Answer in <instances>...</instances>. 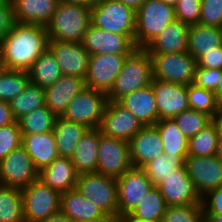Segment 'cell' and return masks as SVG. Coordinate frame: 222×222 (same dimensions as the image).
Returning <instances> with one entry per match:
<instances>
[{
    "instance_id": "ee69618b",
    "label": "cell",
    "mask_w": 222,
    "mask_h": 222,
    "mask_svg": "<svg viewBox=\"0 0 222 222\" xmlns=\"http://www.w3.org/2000/svg\"><path fill=\"white\" fill-rule=\"evenodd\" d=\"M174 9L177 20L187 25H194L199 23L202 2L201 0H179Z\"/></svg>"
},
{
    "instance_id": "7dc6e473",
    "label": "cell",
    "mask_w": 222,
    "mask_h": 222,
    "mask_svg": "<svg viewBox=\"0 0 222 222\" xmlns=\"http://www.w3.org/2000/svg\"><path fill=\"white\" fill-rule=\"evenodd\" d=\"M204 215H222V185L201 197Z\"/></svg>"
},
{
    "instance_id": "277c9868",
    "label": "cell",
    "mask_w": 222,
    "mask_h": 222,
    "mask_svg": "<svg viewBox=\"0 0 222 222\" xmlns=\"http://www.w3.org/2000/svg\"><path fill=\"white\" fill-rule=\"evenodd\" d=\"M176 19L173 6L161 0H146L136 11L135 45L145 48Z\"/></svg>"
},
{
    "instance_id": "d6986e66",
    "label": "cell",
    "mask_w": 222,
    "mask_h": 222,
    "mask_svg": "<svg viewBox=\"0 0 222 222\" xmlns=\"http://www.w3.org/2000/svg\"><path fill=\"white\" fill-rule=\"evenodd\" d=\"M157 187L167 206L201 203L185 165L173 170Z\"/></svg>"
},
{
    "instance_id": "ffe728a7",
    "label": "cell",
    "mask_w": 222,
    "mask_h": 222,
    "mask_svg": "<svg viewBox=\"0 0 222 222\" xmlns=\"http://www.w3.org/2000/svg\"><path fill=\"white\" fill-rule=\"evenodd\" d=\"M133 167L142 168L164 152L162 138L155 126H144L128 142Z\"/></svg>"
},
{
    "instance_id": "6f0895ef",
    "label": "cell",
    "mask_w": 222,
    "mask_h": 222,
    "mask_svg": "<svg viewBox=\"0 0 222 222\" xmlns=\"http://www.w3.org/2000/svg\"><path fill=\"white\" fill-rule=\"evenodd\" d=\"M125 222H161V221H150V220H143L137 217H132L131 215L127 214L122 216Z\"/></svg>"
},
{
    "instance_id": "94428289",
    "label": "cell",
    "mask_w": 222,
    "mask_h": 222,
    "mask_svg": "<svg viewBox=\"0 0 222 222\" xmlns=\"http://www.w3.org/2000/svg\"><path fill=\"white\" fill-rule=\"evenodd\" d=\"M216 155L222 160V136H219Z\"/></svg>"
},
{
    "instance_id": "4fadbf2b",
    "label": "cell",
    "mask_w": 222,
    "mask_h": 222,
    "mask_svg": "<svg viewBox=\"0 0 222 222\" xmlns=\"http://www.w3.org/2000/svg\"><path fill=\"white\" fill-rule=\"evenodd\" d=\"M185 166L200 198L222 185V160L217 155H188Z\"/></svg>"
},
{
    "instance_id": "8992f818",
    "label": "cell",
    "mask_w": 222,
    "mask_h": 222,
    "mask_svg": "<svg viewBox=\"0 0 222 222\" xmlns=\"http://www.w3.org/2000/svg\"><path fill=\"white\" fill-rule=\"evenodd\" d=\"M25 222H40L60 212L61 194L41 179L21 189Z\"/></svg>"
},
{
    "instance_id": "91938a15",
    "label": "cell",
    "mask_w": 222,
    "mask_h": 222,
    "mask_svg": "<svg viewBox=\"0 0 222 222\" xmlns=\"http://www.w3.org/2000/svg\"><path fill=\"white\" fill-rule=\"evenodd\" d=\"M104 222H125L122 216L107 217Z\"/></svg>"
},
{
    "instance_id": "680465c9",
    "label": "cell",
    "mask_w": 222,
    "mask_h": 222,
    "mask_svg": "<svg viewBox=\"0 0 222 222\" xmlns=\"http://www.w3.org/2000/svg\"><path fill=\"white\" fill-rule=\"evenodd\" d=\"M205 222H222V215H204Z\"/></svg>"
},
{
    "instance_id": "ac0fdd59",
    "label": "cell",
    "mask_w": 222,
    "mask_h": 222,
    "mask_svg": "<svg viewBox=\"0 0 222 222\" xmlns=\"http://www.w3.org/2000/svg\"><path fill=\"white\" fill-rule=\"evenodd\" d=\"M159 120L176 117L189 109L187 86L162 80L152 81Z\"/></svg>"
},
{
    "instance_id": "d590c367",
    "label": "cell",
    "mask_w": 222,
    "mask_h": 222,
    "mask_svg": "<svg viewBox=\"0 0 222 222\" xmlns=\"http://www.w3.org/2000/svg\"><path fill=\"white\" fill-rule=\"evenodd\" d=\"M167 204L157 186H153L129 214L143 220L161 221Z\"/></svg>"
},
{
    "instance_id": "e0dca14e",
    "label": "cell",
    "mask_w": 222,
    "mask_h": 222,
    "mask_svg": "<svg viewBox=\"0 0 222 222\" xmlns=\"http://www.w3.org/2000/svg\"><path fill=\"white\" fill-rule=\"evenodd\" d=\"M82 43L90 55L131 54L137 48L127 35L108 32L92 24L87 29Z\"/></svg>"
},
{
    "instance_id": "6125c7cd",
    "label": "cell",
    "mask_w": 222,
    "mask_h": 222,
    "mask_svg": "<svg viewBox=\"0 0 222 222\" xmlns=\"http://www.w3.org/2000/svg\"><path fill=\"white\" fill-rule=\"evenodd\" d=\"M162 2H164L165 4L171 5L173 7H175V5L177 4V2L179 0H161Z\"/></svg>"
},
{
    "instance_id": "836d02e7",
    "label": "cell",
    "mask_w": 222,
    "mask_h": 222,
    "mask_svg": "<svg viewBox=\"0 0 222 222\" xmlns=\"http://www.w3.org/2000/svg\"><path fill=\"white\" fill-rule=\"evenodd\" d=\"M187 156H172L163 152L158 157L145 164L142 169L152 182L153 186H158L161 182L172 174V171L185 165Z\"/></svg>"
},
{
    "instance_id": "f35d334b",
    "label": "cell",
    "mask_w": 222,
    "mask_h": 222,
    "mask_svg": "<svg viewBox=\"0 0 222 222\" xmlns=\"http://www.w3.org/2000/svg\"><path fill=\"white\" fill-rule=\"evenodd\" d=\"M219 141V133L212 122L206 128L189 139L188 155L212 156L216 155Z\"/></svg>"
},
{
    "instance_id": "03108f58",
    "label": "cell",
    "mask_w": 222,
    "mask_h": 222,
    "mask_svg": "<svg viewBox=\"0 0 222 222\" xmlns=\"http://www.w3.org/2000/svg\"><path fill=\"white\" fill-rule=\"evenodd\" d=\"M84 222H104V220H96V221H84Z\"/></svg>"
},
{
    "instance_id": "83f0119b",
    "label": "cell",
    "mask_w": 222,
    "mask_h": 222,
    "mask_svg": "<svg viewBox=\"0 0 222 222\" xmlns=\"http://www.w3.org/2000/svg\"><path fill=\"white\" fill-rule=\"evenodd\" d=\"M59 0H12L15 22L46 26Z\"/></svg>"
},
{
    "instance_id": "5bb4252c",
    "label": "cell",
    "mask_w": 222,
    "mask_h": 222,
    "mask_svg": "<svg viewBox=\"0 0 222 222\" xmlns=\"http://www.w3.org/2000/svg\"><path fill=\"white\" fill-rule=\"evenodd\" d=\"M144 125L118 101H108L99 127L104 136L129 142Z\"/></svg>"
},
{
    "instance_id": "5b68a950",
    "label": "cell",
    "mask_w": 222,
    "mask_h": 222,
    "mask_svg": "<svg viewBox=\"0 0 222 222\" xmlns=\"http://www.w3.org/2000/svg\"><path fill=\"white\" fill-rule=\"evenodd\" d=\"M92 25L108 32L127 35L135 43L136 11L117 0L91 7Z\"/></svg>"
},
{
    "instance_id": "2e32d148",
    "label": "cell",
    "mask_w": 222,
    "mask_h": 222,
    "mask_svg": "<svg viewBox=\"0 0 222 222\" xmlns=\"http://www.w3.org/2000/svg\"><path fill=\"white\" fill-rule=\"evenodd\" d=\"M48 49L55 56L62 75L76 76L85 79L90 54L84 48L82 42L49 40Z\"/></svg>"
},
{
    "instance_id": "4316f807",
    "label": "cell",
    "mask_w": 222,
    "mask_h": 222,
    "mask_svg": "<svg viewBox=\"0 0 222 222\" xmlns=\"http://www.w3.org/2000/svg\"><path fill=\"white\" fill-rule=\"evenodd\" d=\"M22 146L31 157L38 171L58 157L53 131L38 134H22Z\"/></svg>"
},
{
    "instance_id": "484cf974",
    "label": "cell",
    "mask_w": 222,
    "mask_h": 222,
    "mask_svg": "<svg viewBox=\"0 0 222 222\" xmlns=\"http://www.w3.org/2000/svg\"><path fill=\"white\" fill-rule=\"evenodd\" d=\"M101 135L99 128L88 129L76 145L71 161L78 175L97 173L98 146Z\"/></svg>"
},
{
    "instance_id": "d4e9b609",
    "label": "cell",
    "mask_w": 222,
    "mask_h": 222,
    "mask_svg": "<svg viewBox=\"0 0 222 222\" xmlns=\"http://www.w3.org/2000/svg\"><path fill=\"white\" fill-rule=\"evenodd\" d=\"M78 174L71 158L58 156L39 171V179L60 194L76 189Z\"/></svg>"
},
{
    "instance_id": "c3c4849f",
    "label": "cell",
    "mask_w": 222,
    "mask_h": 222,
    "mask_svg": "<svg viewBox=\"0 0 222 222\" xmlns=\"http://www.w3.org/2000/svg\"><path fill=\"white\" fill-rule=\"evenodd\" d=\"M15 23L12 1L0 0V41Z\"/></svg>"
},
{
    "instance_id": "603a6c76",
    "label": "cell",
    "mask_w": 222,
    "mask_h": 222,
    "mask_svg": "<svg viewBox=\"0 0 222 222\" xmlns=\"http://www.w3.org/2000/svg\"><path fill=\"white\" fill-rule=\"evenodd\" d=\"M118 102L142 122L144 126H154L159 120L152 85L127 94Z\"/></svg>"
},
{
    "instance_id": "4dcf8cb0",
    "label": "cell",
    "mask_w": 222,
    "mask_h": 222,
    "mask_svg": "<svg viewBox=\"0 0 222 222\" xmlns=\"http://www.w3.org/2000/svg\"><path fill=\"white\" fill-rule=\"evenodd\" d=\"M31 83L47 88L56 83L62 76L61 69L52 52H43L28 70Z\"/></svg>"
},
{
    "instance_id": "f546056e",
    "label": "cell",
    "mask_w": 222,
    "mask_h": 222,
    "mask_svg": "<svg viewBox=\"0 0 222 222\" xmlns=\"http://www.w3.org/2000/svg\"><path fill=\"white\" fill-rule=\"evenodd\" d=\"M88 129L82 124L58 116L53 128L58 156L71 158L76 145Z\"/></svg>"
},
{
    "instance_id": "7a4b0ae2",
    "label": "cell",
    "mask_w": 222,
    "mask_h": 222,
    "mask_svg": "<svg viewBox=\"0 0 222 222\" xmlns=\"http://www.w3.org/2000/svg\"><path fill=\"white\" fill-rule=\"evenodd\" d=\"M92 24L91 7L59 2L46 31L49 40L83 42L87 29Z\"/></svg>"
},
{
    "instance_id": "7402d4cb",
    "label": "cell",
    "mask_w": 222,
    "mask_h": 222,
    "mask_svg": "<svg viewBox=\"0 0 222 222\" xmlns=\"http://www.w3.org/2000/svg\"><path fill=\"white\" fill-rule=\"evenodd\" d=\"M85 87V79L62 75L56 83L44 89L45 104L53 113L61 116L70 101Z\"/></svg>"
},
{
    "instance_id": "bcb514c9",
    "label": "cell",
    "mask_w": 222,
    "mask_h": 222,
    "mask_svg": "<svg viewBox=\"0 0 222 222\" xmlns=\"http://www.w3.org/2000/svg\"><path fill=\"white\" fill-rule=\"evenodd\" d=\"M221 75L222 70L220 69H207L196 66L193 84L215 92Z\"/></svg>"
},
{
    "instance_id": "db71d44e",
    "label": "cell",
    "mask_w": 222,
    "mask_h": 222,
    "mask_svg": "<svg viewBox=\"0 0 222 222\" xmlns=\"http://www.w3.org/2000/svg\"><path fill=\"white\" fill-rule=\"evenodd\" d=\"M124 5L133 8L135 11L146 1V0H117Z\"/></svg>"
},
{
    "instance_id": "8fae6325",
    "label": "cell",
    "mask_w": 222,
    "mask_h": 222,
    "mask_svg": "<svg viewBox=\"0 0 222 222\" xmlns=\"http://www.w3.org/2000/svg\"><path fill=\"white\" fill-rule=\"evenodd\" d=\"M128 55L130 54L90 55L85 77L86 87L108 94Z\"/></svg>"
},
{
    "instance_id": "e575fe53",
    "label": "cell",
    "mask_w": 222,
    "mask_h": 222,
    "mask_svg": "<svg viewBox=\"0 0 222 222\" xmlns=\"http://www.w3.org/2000/svg\"><path fill=\"white\" fill-rule=\"evenodd\" d=\"M0 222H25L21 189L0 185Z\"/></svg>"
},
{
    "instance_id": "3957f363",
    "label": "cell",
    "mask_w": 222,
    "mask_h": 222,
    "mask_svg": "<svg viewBox=\"0 0 222 222\" xmlns=\"http://www.w3.org/2000/svg\"><path fill=\"white\" fill-rule=\"evenodd\" d=\"M152 81L151 55L144 48H136L127 56L112 89L107 94V99L119 101L125 95L151 85Z\"/></svg>"
},
{
    "instance_id": "cb8c5ba5",
    "label": "cell",
    "mask_w": 222,
    "mask_h": 222,
    "mask_svg": "<svg viewBox=\"0 0 222 222\" xmlns=\"http://www.w3.org/2000/svg\"><path fill=\"white\" fill-rule=\"evenodd\" d=\"M60 211L73 222L105 220L108 216L77 189L61 194Z\"/></svg>"
},
{
    "instance_id": "11a10c76",
    "label": "cell",
    "mask_w": 222,
    "mask_h": 222,
    "mask_svg": "<svg viewBox=\"0 0 222 222\" xmlns=\"http://www.w3.org/2000/svg\"><path fill=\"white\" fill-rule=\"evenodd\" d=\"M214 93L217 99V108H220L222 107V75L219 77V83Z\"/></svg>"
},
{
    "instance_id": "9f6ffc18",
    "label": "cell",
    "mask_w": 222,
    "mask_h": 222,
    "mask_svg": "<svg viewBox=\"0 0 222 222\" xmlns=\"http://www.w3.org/2000/svg\"><path fill=\"white\" fill-rule=\"evenodd\" d=\"M59 2H64L73 5H82L85 7H92V5L87 0H59Z\"/></svg>"
},
{
    "instance_id": "30bf717a",
    "label": "cell",
    "mask_w": 222,
    "mask_h": 222,
    "mask_svg": "<svg viewBox=\"0 0 222 222\" xmlns=\"http://www.w3.org/2000/svg\"><path fill=\"white\" fill-rule=\"evenodd\" d=\"M38 178L39 171L22 145L0 161V185L23 189Z\"/></svg>"
},
{
    "instance_id": "f907efd6",
    "label": "cell",
    "mask_w": 222,
    "mask_h": 222,
    "mask_svg": "<svg viewBox=\"0 0 222 222\" xmlns=\"http://www.w3.org/2000/svg\"><path fill=\"white\" fill-rule=\"evenodd\" d=\"M12 110L8 102L0 100V127L15 122Z\"/></svg>"
},
{
    "instance_id": "816d5d0a",
    "label": "cell",
    "mask_w": 222,
    "mask_h": 222,
    "mask_svg": "<svg viewBox=\"0 0 222 222\" xmlns=\"http://www.w3.org/2000/svg\"><path fill=\"white\" fill-rule=\"evenodd\" d=\"M40 222H73V221L60 211Z\"/></svg>"
},
{
    "instance_id": "74e56055",
    "label": "cell",
    "mask_w": 222,
    "mask_h": 222,
    "mask_svg": "<svg viewBox=\"0 0 222 222\" xmlns=\"http://www.w3.org/2000/svg\"><path fill=\"white\" fill-rule=\"evenodd\" d=\"M30 82L28 71L0 70V100L10 102L20 94Z\"/></svg>"
},
{
    "instance_id": "44dd1931",
    "label": "cell",
    "mask_w": 222,
    "mask_h": 222,
    "mask_svg": "<svg viewBox=\"0 0 222 222\" xmlns=\"http://www.w3.org/2000/svg\"><path fill=\"white\" fill-rule=\"evenodd\" d=\"M189 25L175 19L144 49L149 54H174L187 51Z\"/></svg>"
},
{
    "instance_id": "e7e4bbea",
    "label": "cell",
    "mask_w": 222,
    "mask_h": 222,
    "mask_svg": "<svg viewBox=\"0 0 222 222\" xmlns=\"http://www.w3.org/2000/svg\"><path fill=\"white\" fill-rule=\"evenodd\" d=\"M3 68L2 66V57H1V46H0V70Z\"/></svg>"
},
{
    "instance_id": "60d3db41",
    "label": "cell",
    "mask_w": 222,
    "mask_h": 222,
    "mask_svg": "<svg viewBox=\"0 0 222 222\" xmlns=\"http://www.w3.org/2000/svg\"><path fill=\"white\" fill-rule=\"evenodd\" d=\"M187 94L190 109L206 113L213 118L217 110V99L214 92L191 83L187 86Z\"/></svg>"
},
{
    "instance_id": "681fc988",
    "label": "cell",
    "mask_w": 222,
    "mask_h": 222,
    "mask_svg": "<svg viewBox=\"0 0 222 222\" xmlns=\"http://www.w3.org/2000/svg\"><path fill=\"white\" fill-rule=\"evenodd\" d=\"M197 67L222 70V46L218 50L206 52L197 61Z\"/></svg>"
},
{
    "instance_id": "7c38bea8",
    "label": "cell",
    "mask_w": 222,
    "mask_h": 222,
    "mask_svg": "<svg viewBox=\"0 0 222 222\" xmlns=\"http://www.w3.org/2000/svg\"><path fill=\"white\" fill-rule=\"evenodd\" d=\"M132 167L128 142L102 134L98 146L97 173L117 179Z\"/></svg>"
},
{
    "instance_id": "7bdbcfd3",
    "label": "cell",
    "mask_w": 222,
    "mask_h": 222,
    "mask_svg": "<svg viewBox=\"0 0 222 222\" xmlns=\"http://www.w3.org/2000/svg\"><path fill=\"white\" fill-rule=\"evenodd\" d=\"M21 145L22 133L18 121L0 127V161Z\"/></svg>"
},
{
    "instance_id": "8d00e7d4",
    "label": "cell",
    "mask_w": 222,
    "mask_h": 222,
    "mask_svg": "<svg viewBox=\"0 0 222 222\" xmlns=\"http://www.w3.org/2000/svg\"><path fill=\"white\" fill-rule=\"evenodd\" d=\"M57 115L46 105L33 110L18 120L22 134H38L53 131Z\"/></svg>"
},
{
    "instance_id": "f5cc1de1",
    "label": "cell",
    "mask_w": 222,
    "mask_h": 222,
    "mask_svg": "<svg viewBox=\"0 0 222 222\" xmlns=\"http://www.w3.org/2000/svg\"><path fill=\"white\" fill-rule=\"evenodd\" d=\"M212 122L216 125L219 136H222V107L217 108Z\"/></svg>"
},
{
    "instance_id": "d6a6232c",
    "label": "cell",
    "mask_w": 222,
    "mask_h": 222,
    "mask_svg": "<svg viewBox=\"0 0 222 222\" xmlns=\"http://www.w3.org/2000/svg\"><path fill=\"white\" fill-rule=\"evenodd\" d=\"M13 116L18 121L35 109L45 106L44 88L28 83L26 88L9 102Z\"/></svg>"
},
{
    "instance_id": "f6af8a7d",
    "label": "cell",
    "mask_w": 222,
    "mask_h": 222,
    "mask_svg": "<svg viewBox=\"0 0 222 222\" xmlns=\"http://www.w3.org/2000/svg\"><path fill=\"white\" fill-rule=\"evenodd\" d=\"M199 23L222 28V0H201Z\"/></svg>"
},
{
    "instance_id": "f1b7e54d",
    "label": "cell",
    "mask_w": 222,
    "mask_h": 222,
    "mask_svg": "<svg viewBox=\"0 0 222 222\" xmlns=\"http://www.w3.org/2000/svg\"><path fill=\"white\" fill-rule=\"evenodd\" d=\"M222 46V28L200 23L189 25L187 51L196 61L206 52L218 50Z\"/></svg>"
},
{
    "instance_id": "1f68e13d",
    "label": "cell",
    "mask_w": 222,
    "mask_h": 222,
    "mask_svg": "<svg viewBox=\"0 0 222 222\" xmlns=\"http://www.w3.org/2000/svg\"><path fill=\"white\" fill-rule=\"evenodd\" d=\"M154 126L160 133L165 153L172 156H188L189 138L181 132L173 118L160 119Z\"/></svg>"
},
{
    "instance_id": "be15d7a7",
    "label": "cell",
    "mask_w": 222,
    "mask_h": 222,
    "mask_svg": "<svg viewBox=\"0 0 222 222\" xmlns=\"http://www.w3.org/2000/svg\"><path fill=\"white\" fill-rule=\"evenodd\" d=\"M92 6L97 5L101 2H105L106 0H87Z\"/></svg>"
},
{
    "instance_id": "9a60e30c",
    "label": "cell",
    "mask_w": 222,
    "mask_h": 222,
    "mask_svg": "<svg viewBox=\"0 0 222 222\" xmlns=\"http://www.w3.org/2000/svg\"><path fill=\"white\" fill-rule=\"evenodd\" d=\"M118 216L130 214L153 187L142 168L132 167L117 178Z\"/></svg>"
},
{
    "instance_id": "6da1fadb",
    "label": "cell",
    "mask_w": 222,
    "mask_h": 222,
    "mask_svg": "<svg viewBox=\"0 0 222 222\" xmlns=\"http://www.w3.org/2000/svg\"><path fill=\"white\" fill-rule=\"evenodd\" d=\"M48 43L45 26L15 22L0 41L3 68L28 71L48 49Z\"/></svg>"
},
{
    "instance_id": "ab89813d",
    "label": "cell",
    "mask_w": 222,
    "mask_h": 222,
    "mask_svg": "<svg viewBox=\"0 0 222 222\" xmlns=\"http://www.w3.org/2000/svg\"><path fill=\"white\" fill-rule=\"evenodd\" d=\"M173 119L181 132L189 139L213 121L210 115L190 108L184 110Z\"/></svg>"
},
{
    "instance_id": "b9f144b4",
    "label": "cell",
    "mask_w": 222,
    "mask_h": 222,
    "mask_svg": "<svg viewBox=\"0 0 222 222\" xmlns=\"http://www.w3.org/2000/svg\"><path fill=\"white\" fill-rule=\"evenodd\" d=\"M161 222H205L202 204L167 206Z\"/></svg>"
},
{
    "instance_id": "9c48e42d",
    "label": "cell",
    "mask_w": 222,
    "mask_h": 222,
    "mask_svg": "<svg viewBox=\"0 0 222 222\" xmlns=\"http://www.w3.org/2000/svg\"><path fill=\"white\" fill-rule=\"evenodd\" d=\"M150 55L153 79L186 86L193 83L197 63L196 59L188 51Z\"/></svg>"
},
{
    "instance_id": "ba28073f",
    "label": "cell",
    "mask_w": 222,
    "mask_h": 222,
    "mask_svg": "<svg viewBox=\"0 0 222 222\" xmlns=\"http://www.w3.org/2000/svg\"><path fill=\"white\" fill-rule=\"evenodd\" d=\"M107 102V94L85 87L70 101L61 117L89 129L99 128Z\"/></svg>"
},
{
    "instance_id": "52a82bcc",
    "label": "cell",
    "mask_w": 222,
    "mask_h": 222,
    "mask_svg": "<svg viewBox=\"0 0 222 222\" xmlns=\"http://www.w3.org/2000/svg\"><path fill=\"white\" fill-rule=\"evenodd\" d=\"M76 189L108 217L118 216L117 179L99 173L78 175Z\"/></svg>"
}]
</instances>
